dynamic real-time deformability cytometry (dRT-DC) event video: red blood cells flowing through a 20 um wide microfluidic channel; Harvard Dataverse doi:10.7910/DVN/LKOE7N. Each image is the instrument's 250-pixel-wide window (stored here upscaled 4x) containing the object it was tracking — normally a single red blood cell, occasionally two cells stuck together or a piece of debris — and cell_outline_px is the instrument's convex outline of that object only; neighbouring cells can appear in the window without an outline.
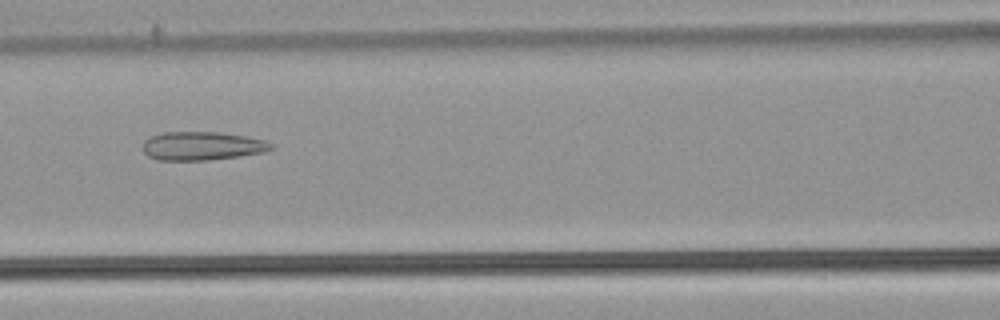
{"species": "common noctule bat (a hibernating species)", "species_latin": "Nyctalus noctula", "temperature_condition": "warm", "stored_images_in_passage": 44, "camera_frame_rate_fps": 3000, "um_per_image_px": 0.085, "animal": {"sex": "male", "body_mass_g": 21.5, "forearm_length_mm": 52.0}, "frame": {"image": 1, "passage_image": 21, "time_ms": 6.667, "image_size_px": [1000, 320], "cell_outline_px": [[272, 148], [264, 152], [240, 156], [208, 160], [156, 160], [148, 156], [144, 152], [144, 140], [152, 136], [164, 132], [216, 132], [244, 136], [264, 140], [272, 144]], "centroid_in_image_um": [17.15, 12.41], "position_along_channel_um": 149.4, "area_um2": 21.15}}
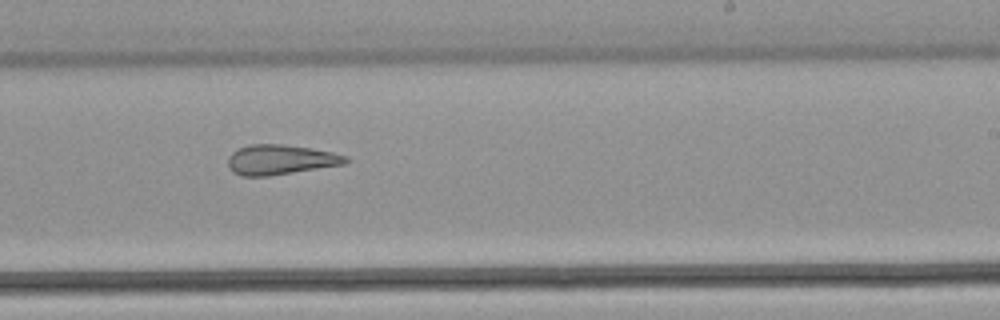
{"frame": {"image": 2, "passage_image": 30, "time_ms": 9.667, "image_size_px": [1000, 320], "cell_outline_px": [[352, 160], [344, 164], [268, 176], [240, 176], [232, 172], [228, 168], [228, 156], [236, 148], [248, 144], [280, 144], [312, 148], [332, 152], [348, 156]], "centroid_in_image_um": [23.81, 13.56], "position_along_channel_um": 265.2, "area_um2": 20.75}}
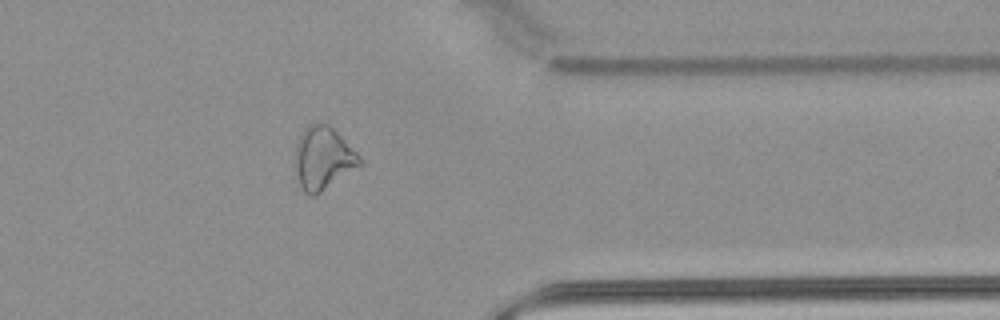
{"frame": {"image": 3, "passage_image": 40, "time_ms": 13.0, "image_size_px": [1000, 320], "cell_outline_px": [[364, 164], [316, 196], [308, 196], [300, 188], [292, 168], [296, 144], [300, 132], [308, 124], [324, 120], [360, 156]], "centroid_in_image_um": [27.4, 13.47], "position_along_channel_um": 384.0, "area_um2": 24.62}}